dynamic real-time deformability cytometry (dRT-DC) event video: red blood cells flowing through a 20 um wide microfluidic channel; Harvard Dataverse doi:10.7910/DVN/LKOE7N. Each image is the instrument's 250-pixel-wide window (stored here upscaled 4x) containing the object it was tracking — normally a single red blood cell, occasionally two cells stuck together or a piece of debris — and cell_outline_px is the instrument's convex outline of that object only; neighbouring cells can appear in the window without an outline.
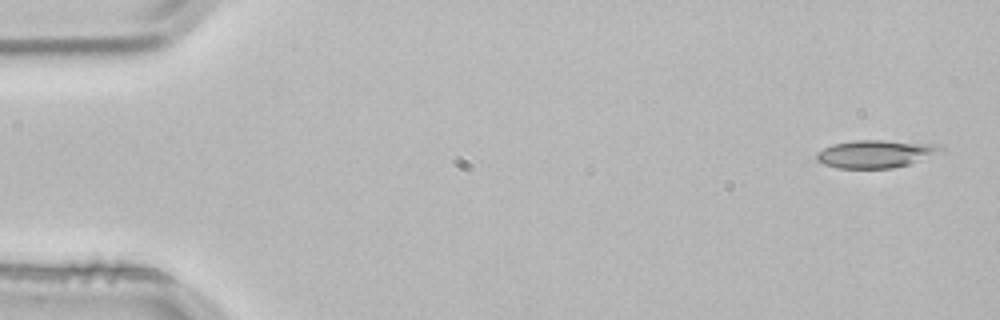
{"species": "common noctule bat (a hibernating species)", "species_latin": "Nyctalus noctula", "temperature_condition": "room temperature", "stored_images_in_passage": 4, "camera_frame_rate_fps": 3000, "um_per_image_px": 0.085, "animal": {"sex": "male", "body_mass_g": 21.5, "forearm_length_mm": 52.0}, "frame": {"image": 1, "passage_image": 1, "time_ms": 0.0, "image_size_px": [1000, 320], "cell_outline_px": [[944, 148], [908, 164], [892, 168], [836, 168], [824, 164], [816, 160], [816, 152], [832, 144], [856, 140], [880, 140], [932, 144]], "centroid_in_image_um": [74.27, 13.08], "position_along_channel_um": 10.7, "area_um2": 19.48}}
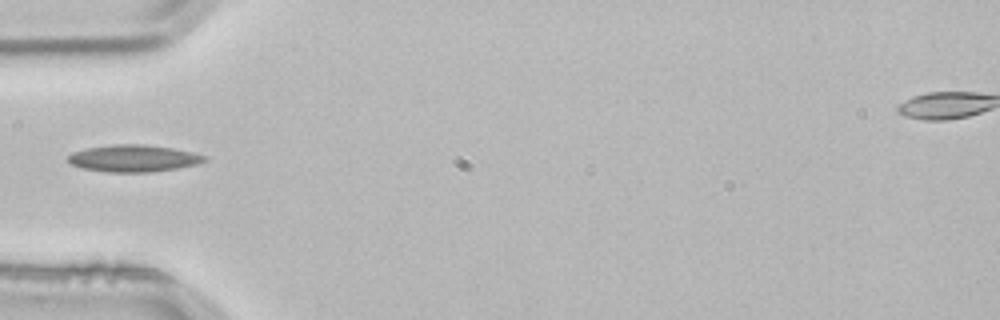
{"frame": {"image": 2, "passage_image": 4, "time_ms": 1.0, "image_size_px": [1000, 320], "cell_outline_px": [[208, 160], [196, 164], [176, 168], [148, 172], [108, 172], [84, 168], [72, 164], [68, 160], [68, 156], [72, 152], [88, 148], [112, 144], [144, 144], [172, 148], [192, 152], [208, 156]], "centroid_in_image_um": [11.37, 13.45], "position_along_channel_um": 73.6, "area_um2": 21.27}}